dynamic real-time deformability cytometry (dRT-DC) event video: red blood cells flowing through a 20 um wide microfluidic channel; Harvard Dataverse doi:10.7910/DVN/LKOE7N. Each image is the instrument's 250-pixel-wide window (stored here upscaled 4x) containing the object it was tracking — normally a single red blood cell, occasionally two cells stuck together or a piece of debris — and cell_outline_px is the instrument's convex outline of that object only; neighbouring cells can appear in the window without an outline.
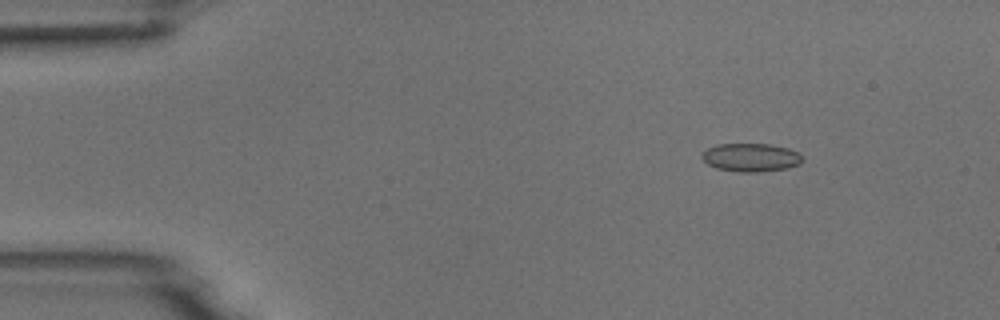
{"species": "common noctule bat (a hibernating species)", "species_latin": "Nyctalus noctula", "temperature_condition": "room temperature", "stored_images_in_passage": 5, "camera_frame_rate_fps": 3000, "um_per_image_px": 0.085, "animal": {"sex": "male", "body_mass_g": 18.8}, "frame": {"image": 1, "passage_image": 2, "time_ms": 1.333, "image_size_px": [1000, 320], "cell_outline_px": [[800, 164], [784, 168], [760, 172], [740, 172], [716, 168], [708, 164], [700, 156], [708, 148], [716, 144], [768, 144], [788, 148], [796, 152], [800, 156]], "centroid_in_image_um": [63.77, 13.38], "position_along_channel_um": 21.2, "area_um2": 16.3}}
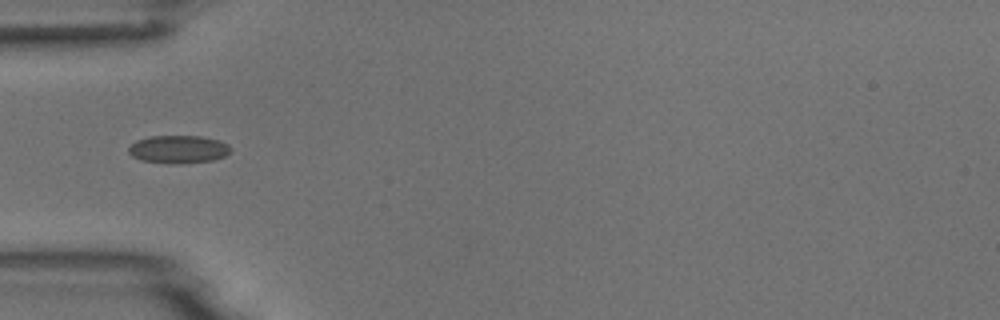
{"frame": {"image": 2, "passage_image": 5, "time_ms": 4.667, "image_size_px": [1000, 320], "cell_outline_px": [[232, 148], [224, 156], [212, 160], [184, 164], [168, 164], [140, 160], [132, 156], [128, 152], [128, 148], [136, 140], [148, 136], [200, 136], [220, 140], [228, 144]], "centroid_in_image_um": [15.14, 12.69], "position_along_channel_um": 69.9, "area_um2": 16.82}}